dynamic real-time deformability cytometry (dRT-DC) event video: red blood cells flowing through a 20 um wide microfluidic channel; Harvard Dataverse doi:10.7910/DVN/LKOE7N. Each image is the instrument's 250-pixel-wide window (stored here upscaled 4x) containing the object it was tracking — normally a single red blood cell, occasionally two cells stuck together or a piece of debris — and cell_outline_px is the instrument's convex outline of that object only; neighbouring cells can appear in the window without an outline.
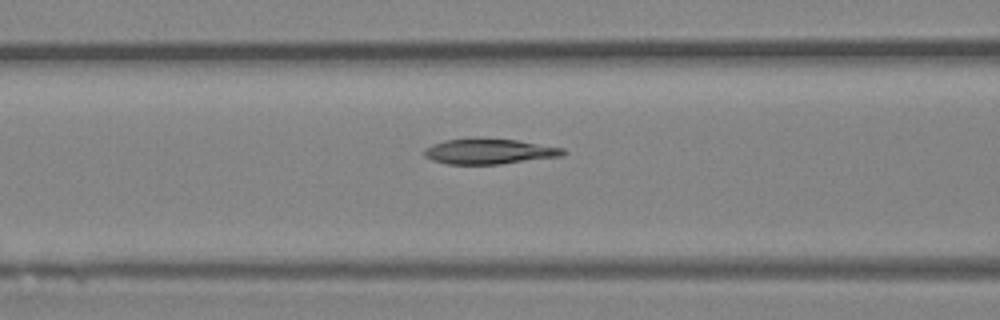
{"species": "Egyptian fruit bat (a non-hibernating species)", "species_latin": "Rousettus aegyptiacus", "temperature_condition": "room temperature", "stored_images_in_passage": 18, "camera_frame_rate_fps": 3000, "um_per_image_px": 0.085, "animal": {"sex": "female"}, "frame": {"image": 1, "passage_image": 16, "time_ms": 5.0, "image_size_px": [1000, 320], "cell_outline_px": [[568, 152], [560, 156], [500, 164], [448, 164], [432, 160], [424, 156], [424, 148], [432, 144], [444, 140], [476, 136], [516, 140], [564, 148]], "centroid_in_image_um": [41.53, 12.84], "position_along_channel_um": 125.1, "area_um2": 20.92}}